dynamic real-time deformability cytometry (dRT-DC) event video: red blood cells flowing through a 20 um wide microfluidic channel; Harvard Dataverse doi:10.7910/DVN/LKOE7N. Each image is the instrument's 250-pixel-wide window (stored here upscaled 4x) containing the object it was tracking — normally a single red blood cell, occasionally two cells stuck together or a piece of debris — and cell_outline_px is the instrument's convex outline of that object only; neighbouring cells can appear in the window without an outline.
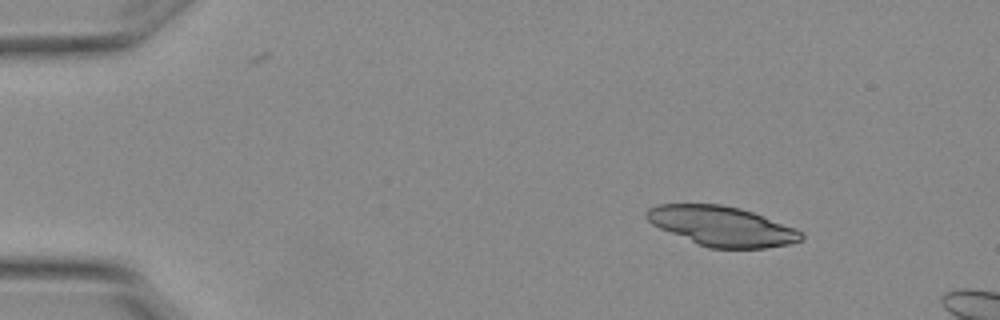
{"species": "Egyptian fruit bat (a non-hibernating species)", "species_latin": "Rousettus aegyptiacus", "temperature_condition": "warm", "stored_images_in_passage": 4, "camera_frame_rate_fps": 3000, "um_per_image_px": 0.085, "animal": {"sex": "female"}, "frame": {"image": 1, "passage_image": 1, "time_ms": 0.0, "image_size_px": [1000, 320], "cell_outline_px": [[804, 240], [788, 244], [768, 248], [708, 248], [660, 228], [652, 224], [644, 216], [644, 212], [648, 208], [656, 204], [720, 204], [740, 208], [752, 212], [796, 228], [804, 232]], "centroid_in_image_um": [61.37, 19.22], "position_along_channel_um": 23.6, "area_um2": 35.84}}